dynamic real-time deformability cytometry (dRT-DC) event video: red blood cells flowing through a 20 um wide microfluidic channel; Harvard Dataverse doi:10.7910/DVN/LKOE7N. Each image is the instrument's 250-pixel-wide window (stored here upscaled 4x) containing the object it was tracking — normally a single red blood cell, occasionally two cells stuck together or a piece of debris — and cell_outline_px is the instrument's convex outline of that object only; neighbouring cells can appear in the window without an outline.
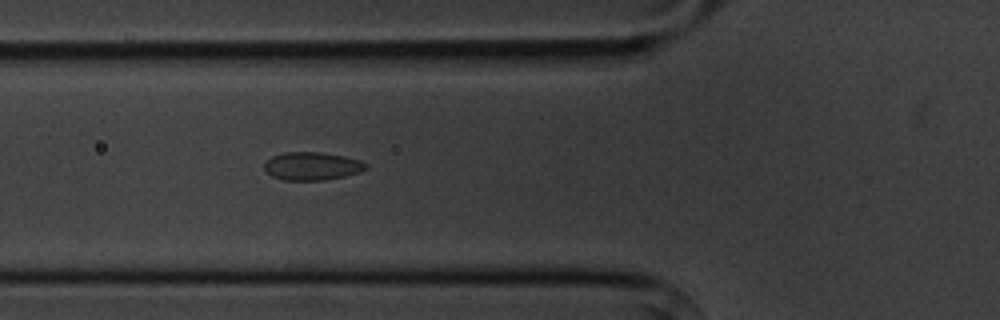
{"species": "common noctule bat (a hibernating species)", "species_latin": "Nyctalus noctula", "temperature_condition": "cold", "stored_images_in_passage": 6, "camera_frame_rate_fps": 3000, "um_per_image_px": 0.085, "animal": {"sex": "male", "body_mass_g": 20.1, "forearm_length_mm": 53.5}, "frame": {"image": 1, "passage_image": 6, "time_ms": 5.667, "image_size_px": [1000, 320], "cell_outline_px": [[368, 168], [360, 172], [344, 176], [324, 180], [284, 180], [272, 176], [264, 168], [264, 164], [272, 156], [284, 152], [320, 152], [344, 156], [360, 160], [368, 164]], "centroid_in_image_um": [26.55, 14.11], "position_along_channel_um": 99.3, "area_um2": 16.59}}